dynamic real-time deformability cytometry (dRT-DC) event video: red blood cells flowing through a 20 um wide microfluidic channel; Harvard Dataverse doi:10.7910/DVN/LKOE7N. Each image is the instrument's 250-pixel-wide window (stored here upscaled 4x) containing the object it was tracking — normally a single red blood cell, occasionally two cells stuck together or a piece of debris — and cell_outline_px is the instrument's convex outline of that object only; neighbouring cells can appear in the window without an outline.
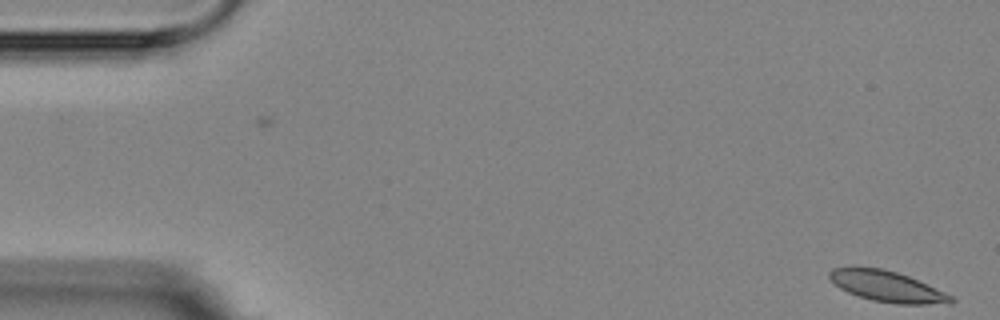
{"species": "Egyptian fruit bat (a non-hibernating species)", "species_latin": "Rousettus aegyptiacus", "temperature_condition": "room temperature", "stored_images_in_passage": 10, "camera_frame_rate_fps": 3000, "um_per_image_px": 0.085, "animal": {"sex": "female"}, "frame": {"image": 1, "passage_image": 1, "time_ms": 0.0, "image_size_px": [1000, 320], "cell_outline_px": [[956, 300], [952, 304], [896, 304], [872, 300], [848, 292], [840, 288], [828, 276], [828, 272], [832, 268], [880, 268], [896, 272], [908, 276], [944, 292], [952, 296]], "centroid_in_image_um": [75.44, 24.37], "position_along_channel_um": 9.6, "area_um2": 21.44}}
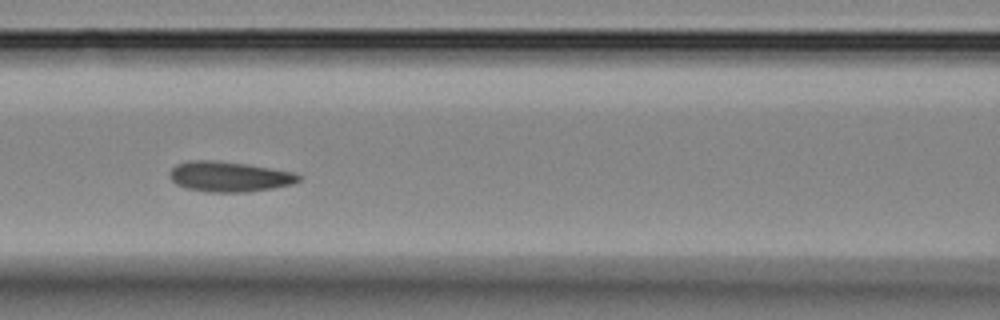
{"frame": {"image": 2, "passage_image": 6, "time_ms": 7.333, "image_size_px": [1000, 320], "cell_outline_px": [[300, 180], [292, 184], [272, 188], [244, 192], [208, 192], [188, 188], [176, 184], [168, 176], [168, 172], [176, 164], [188, 160], [216, 160], [248, 164], [292, 172], [300, 176]], "centroid_in_image_um": [19.43, 15.0], "position_along_channel_um": 147.2, "area_um2": 22.72}}
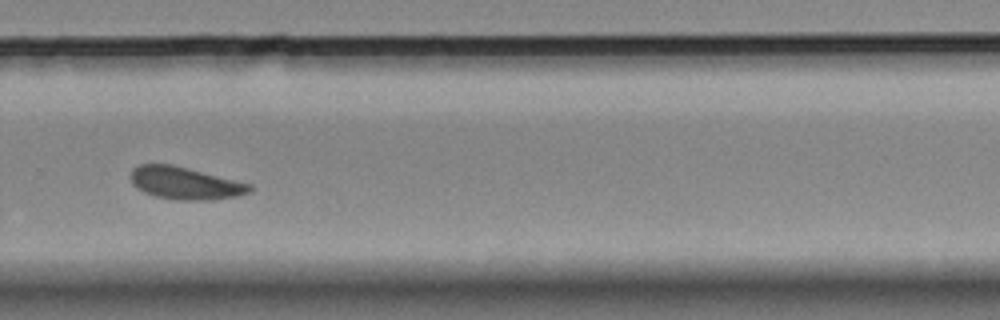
{"frame": {"image": 3, "passage_image": 10, "time_ms": 12.0, "image_size_px": [1000, 320], "cell_outline_px": [[252, 192], [240, 196], [212, 200], [176, 200], [156, 196], [144, 192], [136, 188], [132, 184], [132, 168], [140, 164], [172, 164], [252, 184]], "centroid_in_image_um": [15.77, 15.58], "position_along_channel_um": 314.0, "area_um2": 22.6}}